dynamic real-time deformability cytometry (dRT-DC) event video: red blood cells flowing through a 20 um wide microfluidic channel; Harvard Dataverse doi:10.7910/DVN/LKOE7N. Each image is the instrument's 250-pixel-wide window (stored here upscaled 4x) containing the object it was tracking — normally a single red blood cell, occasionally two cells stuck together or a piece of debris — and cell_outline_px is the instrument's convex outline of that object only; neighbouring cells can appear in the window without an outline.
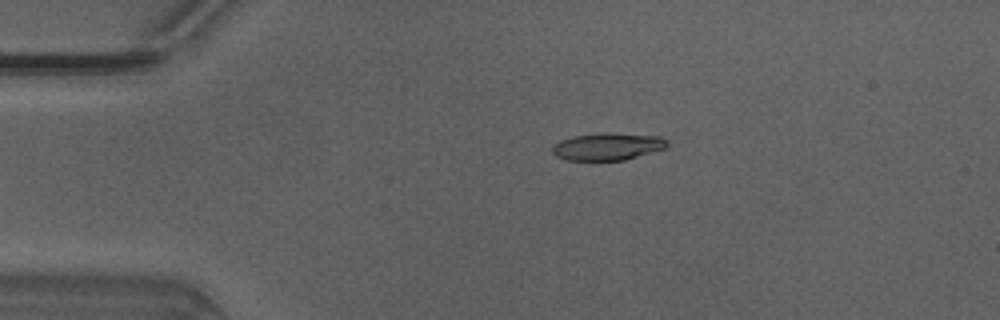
{"species": "Egyptian fruit bat (a non-hibernating species)", "species_latin": "Rousettus aegyptiacus", "temperature_condition": "warm", "stored_images_in_passage": 41, "camera_frame_rate_fps": 3000, "um_per_image_px": 0.085, "animal": {"sex": "male"}, "frame": {"image": 1, "passage_image": 2, "time_ms": 0.333, "image_size_px": [1000, 320], "cell_outline_px": [[668, 144], [664, 148], [624, 160], [568, 160], [556, 156], [552, 152], [552, 144], [560, 140], [572, 136], [604, 132], [660, 136], [668, 140]], "centroid_in_image_um": [51.61, 12.44], "position_along_channel_um": 33.4, "area_um2": 18.26}}
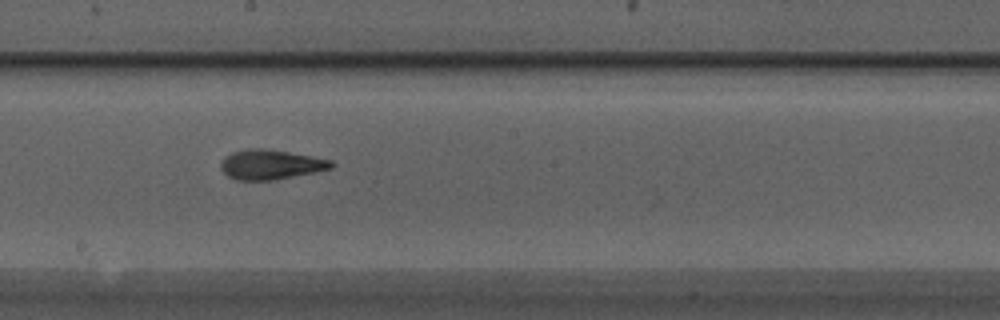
{"frame": {"image": 2, "passage_image": 19, "time_ms": 6.0, "image_size_px": [1000, 320], "cell_outline_px": [[336, 164], [332, 168], [272, 180], [236, 180], [228, 176], [220, 168], [220, 164], [224, 156], [232, 152], [248, 148], [264, 148], [312, 156], [332, 160]], "centroid_in_image_um": [22.98, 13.97], "position_along_channel_um": 225.2, "area_um2": 19.07}}
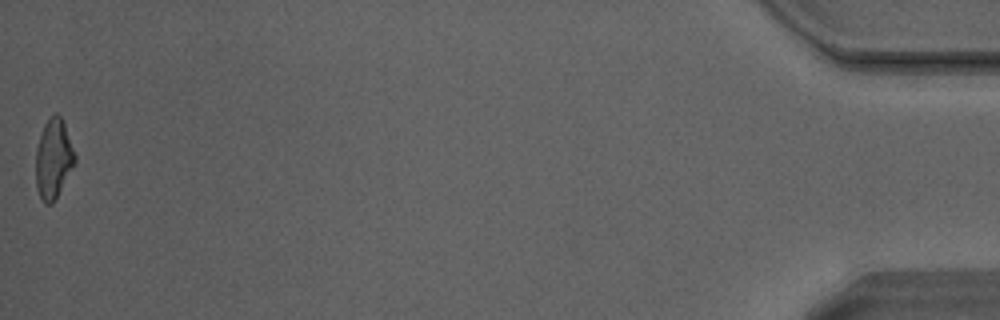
{"frame": {"image": 3, "passage_image": 41, "time_ms": 13.333, "image_size_px": [1000, 320], "cell_outline_px": [[76, 164], [52, 204], [44, 204], [40, 200], [36, 188], [36, 148], [44, 124], [56, 112], [60, 116], [64, 124], [76, 156]], "centroid_in_image_um": [4.54, 13.55], "position_along_channel_um": 430.7, "area_um2": 18.15}, "authors_computed_cell_mechanics": {"area_um2": 18.7272, "velocity_mm_per_s": 4.1806, "shape_relaxation_time_tau1_ms": 4.0042, "shape_relaxation_time_tau2_ms": 1.7504, "deformation_change_tau1": 0.1767, "deformation_change_tau2": 0.104}}